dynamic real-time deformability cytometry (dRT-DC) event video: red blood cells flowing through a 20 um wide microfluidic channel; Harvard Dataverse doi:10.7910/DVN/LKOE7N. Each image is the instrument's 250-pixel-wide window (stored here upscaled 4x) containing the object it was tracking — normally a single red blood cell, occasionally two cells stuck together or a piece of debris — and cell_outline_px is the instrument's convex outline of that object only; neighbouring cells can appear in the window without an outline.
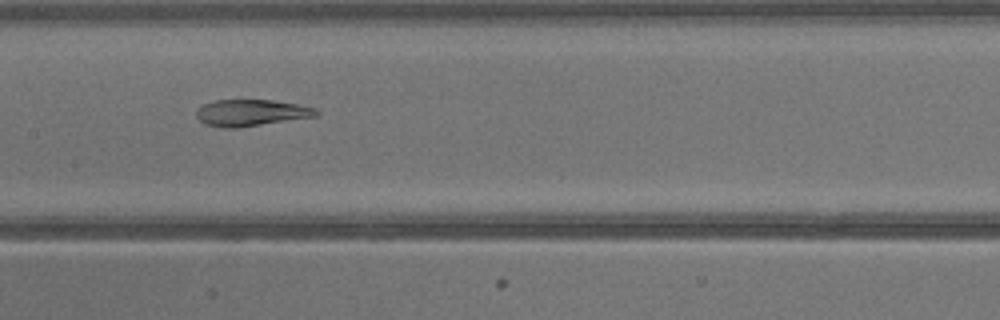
{"species": "common noctule bat (a hibernating species)", "species_latin": "Nyctalus noctula", "temperature_condition": "warm", "stored_images_in_passage": 40, "camera_frame_rate_fps": 3000, "um_per_image_px": 0.085, "animal": {"sex": "male", "body_mass_g": 13.3}, "frame": {"image": 1, "passage_image": 20, "time_ms": 6.333, "image_size_px": [1000, 320], "cell_outline_px": [[320, 112], [316, 116], [236, 128], [224, 128], [204, 124], [196, 116], [196, 108], [204, 104], [216, 100], [272, 100], [296, 104], [316, 108]], "centroid_in_image_um": [21.31, 9.58], "position_along_channel_um": 186.1, "area_um2": 18.44}}
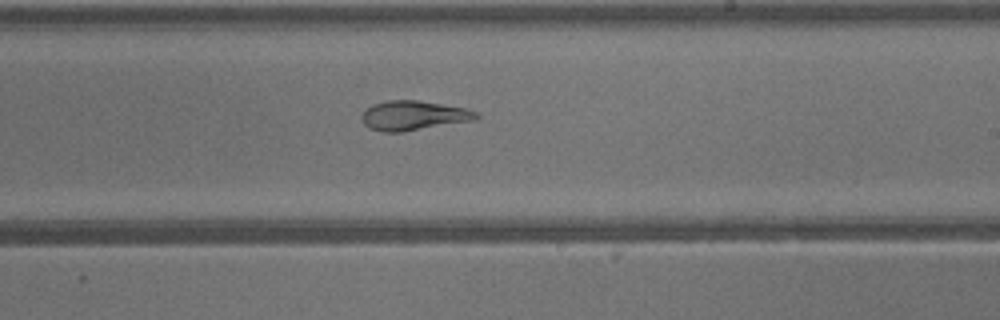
{"frame": {"image": 2, "passage_image": 24, "time_ms": 7.667, "image_size_px": [1000, 320], "cell_outline_px": [[480, 116], [476, 120], [404, 132], [384, 132], [368, 128], [364, 124], [360, 116], [372, 104], [388, 100], [416, 100], [464, 108], [476, 112]], "centroid_in_image_um": [35.13, 9.83], "position_along_channel_um": 253.9, "area_um2": 19.71}}
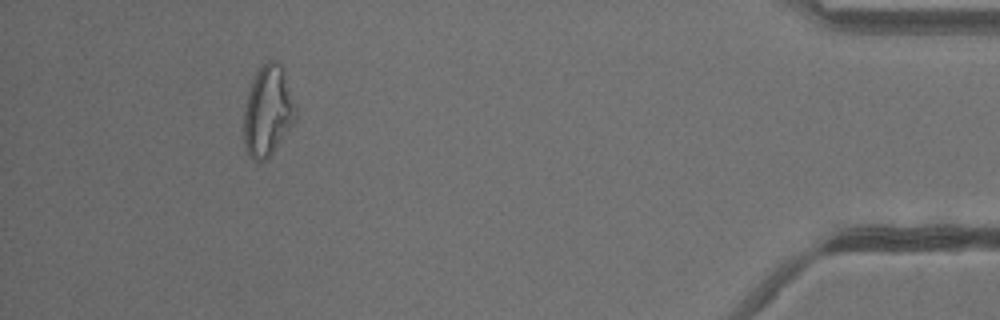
{"frame": {"image": 3, "passage_image": 37, "time_ms": 12.0, "image_size_px": [1000, 320], "cell_outline_px": [[296, 116], [292, 124], [272, 152], [264, 160], [252, 160], [248, 156], [244, 144], [244, 108], [248, 92], [252, 80], [256, 72], [268, 60], [272, 60], [280, 64], [284, 72], [296, 108]], "centroid_in_image_um": [22.74, 9.44], "position_along_channel_um": 412.5, "area_um2": 26.82}}